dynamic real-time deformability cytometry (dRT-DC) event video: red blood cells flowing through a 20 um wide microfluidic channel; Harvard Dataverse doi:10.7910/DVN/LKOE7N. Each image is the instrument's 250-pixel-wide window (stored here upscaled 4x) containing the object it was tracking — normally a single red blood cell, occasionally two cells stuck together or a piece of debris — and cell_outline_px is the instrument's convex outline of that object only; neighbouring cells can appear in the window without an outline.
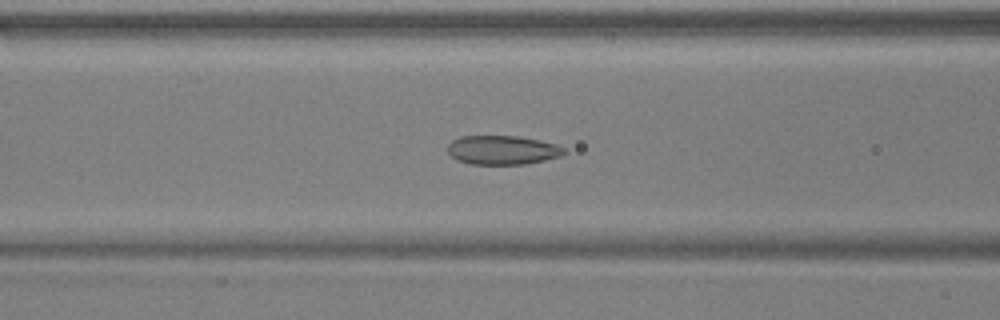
{"species": "common noctule bat (a hibernating species)", "species_latin": "Nyctalus noctula", "temperature_condition": "warm", "stored_images_in_passage": 54, "camera_frame_rate_fps": 3000, "um_per_image_px": 0.085, "animal": {"sex": "male", "body_mass_g": 17.9, "forearm_length_mm": 54.2}, "frame": {"image": 1, "passage_image": 22, "time_ms": 7.0, "image_size_px": [1000, 320], "cell_outline_px": [[568, 152], [560, 156], [544, 160], [524, 164], [472, 164], [456, 160], [448, 152], [448, 144], [452, 140], [460, 136], [516, 136], [540, 140], [556, 144], [564, 148]], "centroid_in_image_um": [42.71, 12.75], "position_along_channel_um": 123.9, "area_um2": 19.71}}
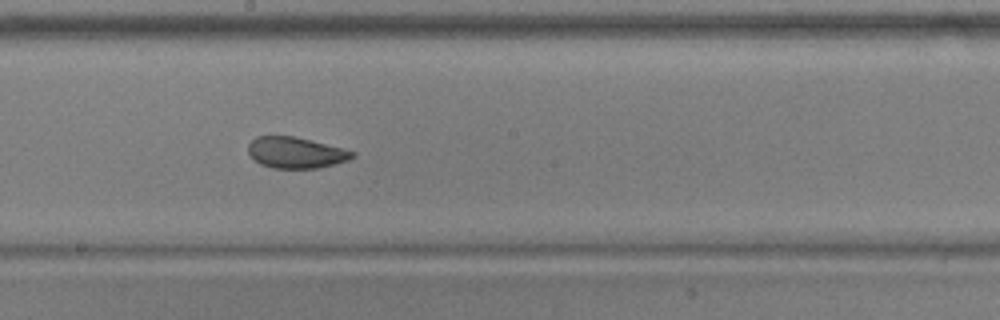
{"frame": {"image": 2, "passage_image": 30, "time_ms": 9.667, "image_size_px": [1000, 320], "cell_outline_px": [[356, 156], [348, 160], [336, 164], [320, 168], [272, 168], [260, 164], [248, 152], [248, 144], [256, 136], [292, 136], [356, 152]], "centroid_in_image_um": [25.14, 12.99], "position_along_channel_um": 223.1, "area_um2": 18.67}}
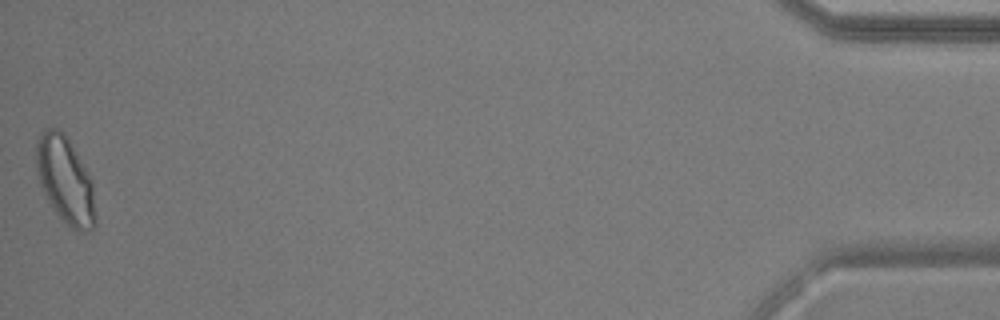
{"frame": {"image": 3, "passage_image": 54, "time_ms": 17.667, "image_size_px": [1000, 320], "cell_outline_px": [[96, 224], [92, 228], [84, 232], [80, 232], [72, 228], [60, 220], [48, 200], [40, 184], [36, 164], [36, 140], [40, 132], [44, 128], [60, 128], [64, 132], [92, 180], [96, 216]], "centroid_in_image_um": [5.54, 15.31], "position_along_channel_um": 429.7, "area_um2": 30.06}, "authors_computed_cell_mechanics": {"area_um2": 21.9929, "velocity_mm_per_s": 3.7182, "shape_relaxation_time_tau1_ms": null, "shape_relaxation_time_tau2_ms": 1.2579, "deformation_change_tau1": null, "deformation_change_tau2": 0.0631}}